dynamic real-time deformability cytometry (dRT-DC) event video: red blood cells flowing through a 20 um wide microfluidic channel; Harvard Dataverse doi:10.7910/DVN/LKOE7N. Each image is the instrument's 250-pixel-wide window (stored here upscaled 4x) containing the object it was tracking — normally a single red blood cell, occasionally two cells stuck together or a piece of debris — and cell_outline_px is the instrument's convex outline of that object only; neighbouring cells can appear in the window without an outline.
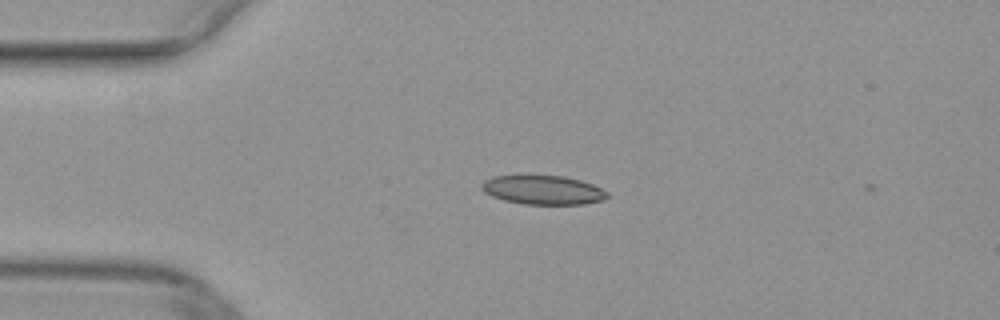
{"species": "common noctule bat (a hibernating species)", "species_latin": "Nyctalus noctula", "temperature_condition": "warm", "stored_images_in_passage": 4, "camera_frame_rate_fps": 3000, "um_per_image_px": 0.085, "animal": {"sex": "female", "body_mass_g": 29.2, "forearm_length_mm": 56.3}, "frame": {"image": 1, "passage_image": 2, "time_ms": 0.333, "image_size_px": [1000, 320], "cell_outline_px": [[608, 196], [604, 200], [584, 204], [524, 204], [504, 200], [492, 196], [484, 192], [480, 188], [480, 184], [484, 180], [492, 176], [564, 176], [580, 180], [592, 184], [608, 192]], "centroid_in_image_um": [46.14, 16.15], "position_along_channel_um": 38.9, "area_um2": 21.21}}